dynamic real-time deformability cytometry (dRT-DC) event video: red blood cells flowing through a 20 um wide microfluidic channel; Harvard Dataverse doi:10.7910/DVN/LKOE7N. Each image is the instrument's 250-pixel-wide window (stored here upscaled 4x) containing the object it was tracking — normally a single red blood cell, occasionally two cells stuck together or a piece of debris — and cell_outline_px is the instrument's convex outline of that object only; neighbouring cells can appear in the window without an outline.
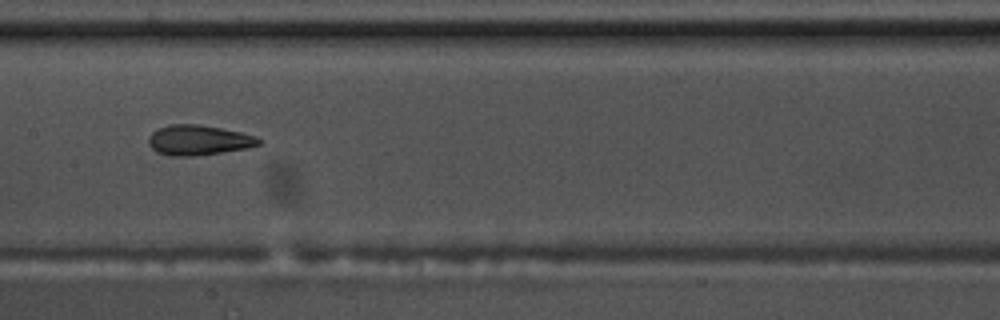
{"species": "common noctule bat (a hibernating species)", "species_latin": "Nyctalus noctula", "temperature_condition": "warm", "stored_images_in_passage": 10, "camera_frame_rate_fps": 3000, "um_per_image_px": 0.085, "animal": {"sex": "male", "body_mass_g": 17.5, "forearm_length_mm": 52.3}, "frame": {"image": 1, "passage_image": 9, "time_ms": 2.667, "image_size_px": [1000, 320], "cell_outline_px": [[264, 144], [248, 148], [192, 156], [172, 156], [156, 152], [148, 144], [148, 136], [152, 132], [168, 124], [200, 124], [240, 132], [256, 136], [264, 140]], "centroid_in_image_um": [16.9, 11.91], "position_along_channel_um": 190.5, "area_um2": 19.48}}
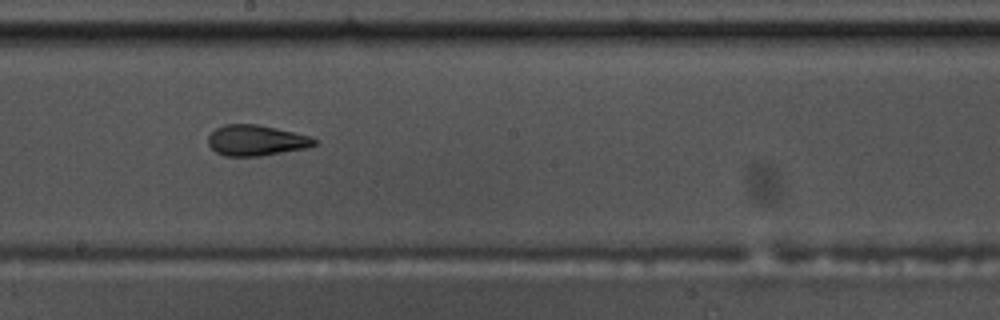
{"frame": {"image": 2, "passage_image": 10, "time_ms": 3.0, "image_size_px": [1000, 320], "cell_outline_px": [[316, 144], [308, 148], [260, 156], [224, 156], [216, 152], [208, 144], [208, 136], [216, 128], [224, 124], [256, 124], [276, 128], [308, 136], [316, 140]], "centroid_in_image_um": [21.74, 11.94], "position_along_channel_um": 226.5, "area_um2": 18.9}}